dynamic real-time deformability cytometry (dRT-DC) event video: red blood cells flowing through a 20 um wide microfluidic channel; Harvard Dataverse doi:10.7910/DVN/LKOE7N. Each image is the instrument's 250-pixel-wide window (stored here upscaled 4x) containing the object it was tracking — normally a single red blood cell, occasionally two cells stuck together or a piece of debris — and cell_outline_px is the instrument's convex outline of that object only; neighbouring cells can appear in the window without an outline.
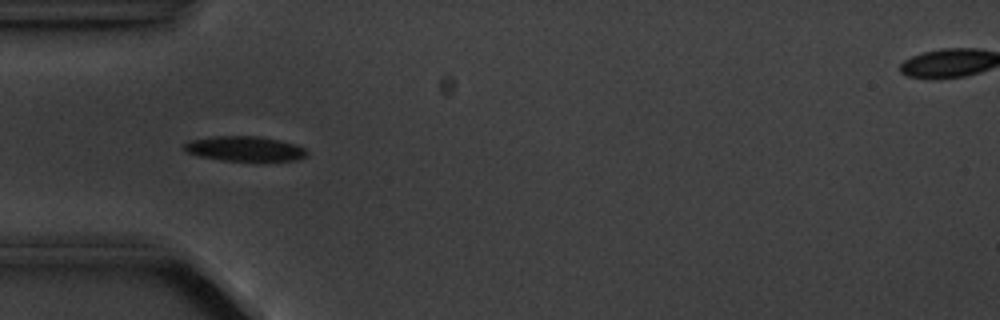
{"species": "common noctule bat (a hibernating species)", "species_latin": "Nyctalus noctula", "temperature_condition": "cold", "stored_images_in_passage": 6, "camera_frame_rate_fps": 3000, "um_per_image_px": 0.085, "animal": {"sex": "male", "body_mass_g": 20.1, "forearm_length_mm": 53.5}, "frame": {"image": 1, "passage_image": 5, "time_ms": 5.333, "image_size_px": [1000, 320], "cell_outline_px": [[308, 152], [304, 156], [292, 160], [220, 160], [200, 156], [188, 152], [184, 148], [184, 144], [188, 140], [212, 136], [260, 136], [280, 140], [296, 144], [304, 148]], "centroid_in_image_um": [20.77, 12.62], "position_along_channel_um": 64.2, "area_um2": 17.57}}
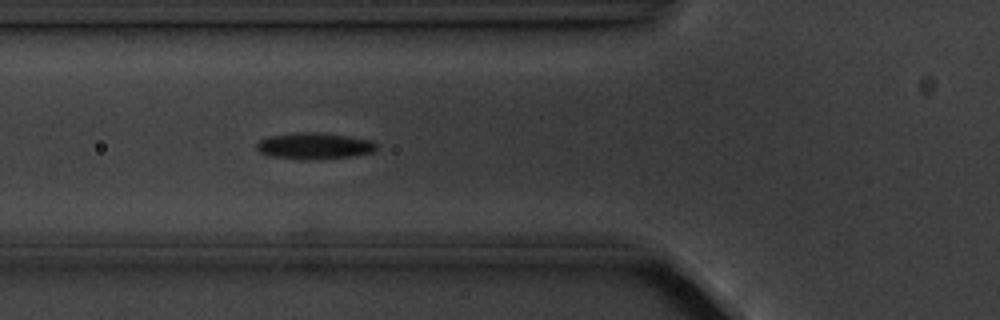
{"frame": {"image": 2, "passage_image": 6, "time_ms": 6.333, "image_size_px": [1000, 320], "cell_outline_px": [[376, 148], [372, 152], [352, 156], [320, 160], [304, 160], [272, 156], [260, 152], [256, 148], [256, 144], [260, 140], [268, 136], [292, 132], [320, 132], [348, 136], [372, 140], [376, 144]], "centroid_in_image_um": [26.7, 12.4], "position_along_channel_um": 99.1, "area_um2": 18.67}}